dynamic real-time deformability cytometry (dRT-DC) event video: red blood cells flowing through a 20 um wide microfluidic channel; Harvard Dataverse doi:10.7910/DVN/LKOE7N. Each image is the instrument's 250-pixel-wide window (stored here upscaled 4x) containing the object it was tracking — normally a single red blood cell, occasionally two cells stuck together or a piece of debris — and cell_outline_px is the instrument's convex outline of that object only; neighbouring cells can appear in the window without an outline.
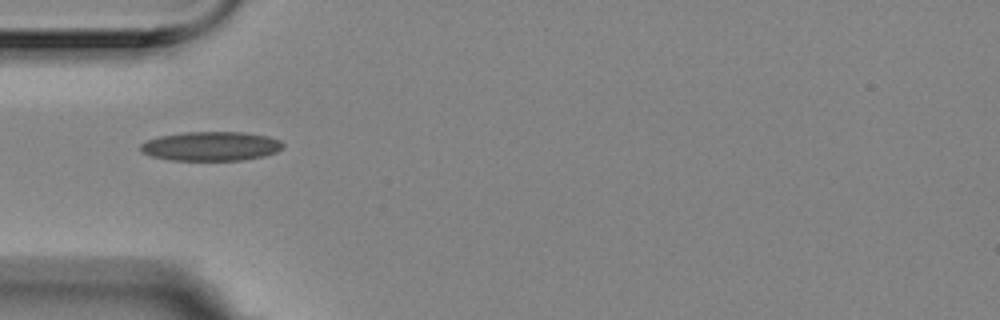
{"species": "Egyptian fruit bat (a non-hibernating species)", "species_latin": "Rousettus aegyptiacus", "temperature_condition": "room temperature", "stored_images_in_passage": 4, "camera_frame_rate_fps": 3000, "um_per_image_px": 0.085, "animal": {"sex": "female"}, "frame": {"image": 1, "passage_image": 1, "time_ms": 0.0, "image_size_px": [1000, 320], "cell_outline_px": [[284, 148], [276, 152], [264, 156], [244, 160], [172, 160], [152, 156], [140, 152], [140, 144], [148, 140], [160, 136], [184, 132], [244, 132], [268, 136], [280, 140], [284, 144]], "centroid_in_image_um": [17.96, 12.42], "position_along_channel_um": 67.0, "area_um2": 24.33}}
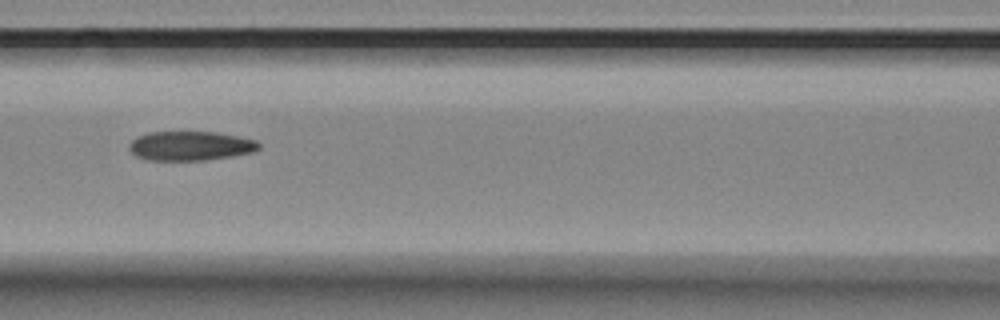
{"frame": {"image": 2, "passage_image": 3, "time_ms": 0.667, "image_size_px": [1000, 320], "cell_outline_px": [[260, 148], [252, 152], [232, 156], [204, 160], [148, 160], [136, 156], [128, 148], [128, 144], [136, 136], [148, 132], [216, 132], [256, 140], [260, 144]], "centroid_in_image_um": [16.15, 12.39], "position_along_channel_um": 150.4, "area_um2": 22.14}}
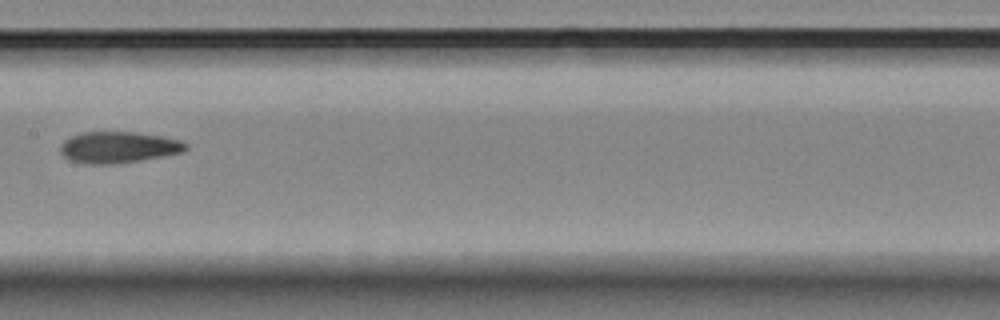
{"frame": {"image": 3, "passage_image": 4, "time_ms": 1.0, "image_size_px": [1000, 320], "cell_outline_px": [[188, 148], [184, 152], [140, 160], [112, 164], [84, 164], [68, 160], [60, 152], [60, 144], [64, 140], [80, 132], [136, 132], [160, 136], [180, 140], [188, 144]], "centroid_in_image_um": [10.04, 12.52], "position_along_channel_um": 197.4, "area_um2": 23.0}}